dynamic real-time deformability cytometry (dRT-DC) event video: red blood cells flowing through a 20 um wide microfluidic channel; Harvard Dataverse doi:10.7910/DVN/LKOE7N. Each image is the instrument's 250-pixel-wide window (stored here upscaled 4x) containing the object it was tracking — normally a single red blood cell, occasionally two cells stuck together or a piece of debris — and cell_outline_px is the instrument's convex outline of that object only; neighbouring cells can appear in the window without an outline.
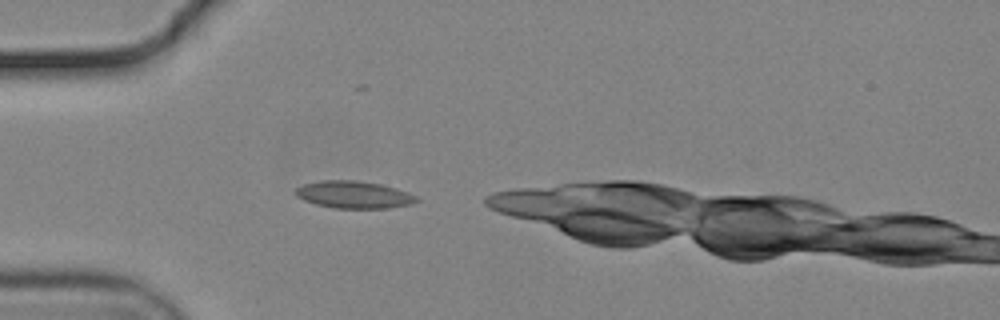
{"species": "common noctule bat (a hibernating species)", "species_latin": "Nyctalus noctula", "temperature_condition": "cold", "stored_images_in_passage": 35, "camera_frame_rate_fps": 3000, "um_per_image_px": 0.085, "animal": {"sex": "male", "body_mass_g": 19.2, "forearm_length_mm": 51.8}, "frame": {"image": 1, "passage_image": 1, "time_ms": 0.0, "image_size_px": [1000, 320], "cell_outline_px": [[420, 200], [412, 204], [388, 208], [332, 208], [316, 204], [304, 200], [296, 196], [296, 188], [304, 184], [320, 180], [356, 180], [380, 184], [396, 188], [408, 192], [416, 196]], "centroid_in_image_um": [30.09, 16.55], "position_along_channel_um": 54.9, "area_um2": 19.25}}
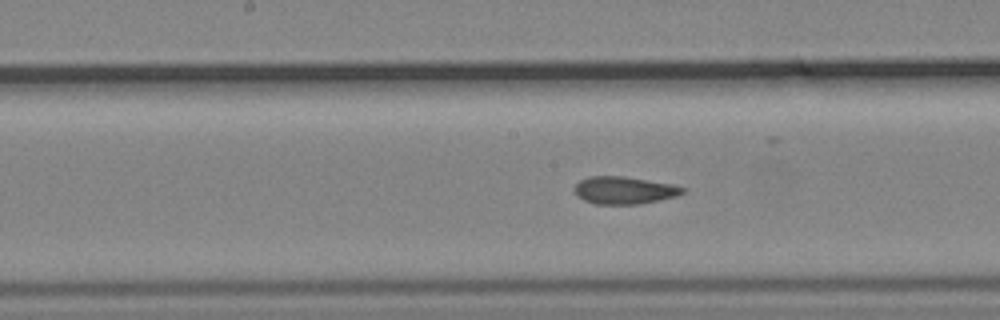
{"frame": {"image": 2, "passage_image": 13, "time_ms": 4.0, "image_size_px": [1000, 320], "cell_outline_px": [[684, 192], [676, 196], [640, 204], [596, 204], [584, 200], [576, 196], [576, 184], [580, 180], [588, 176], [624, 176], [668, 184], [684, 188]], "centroid_in_image_um": [53.01, 16.18], "position_along_channel_um": 195.2, "area_um2": 16.99}}
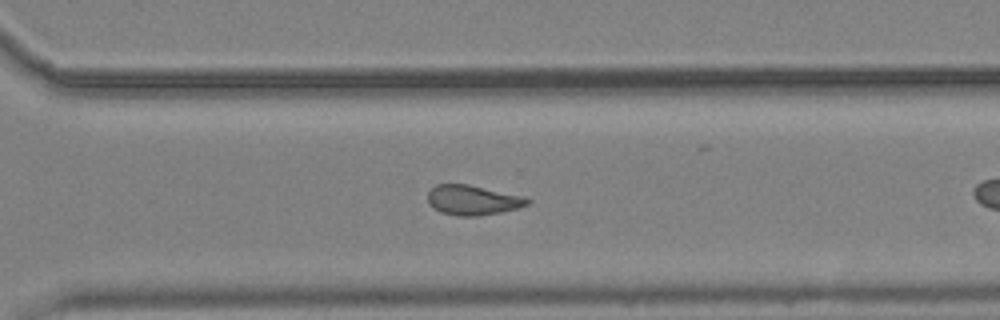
{"frame": {"image": 3, "passage_image": 24, "time_ms": 7.667, "image_size_px": [1000, 320], "cell_outline_px": [[532, 200], [528, 204], [516, 208], [500, 212], [476, 216], [456, 216], [440, 212], [428, 204], [428, 192], [436, 184], [468, 184], [524, 196]], "centroid_in_image_um": [40.16, 17.0], "position_along_channel_um": 330.4, "area_um2": 17.34}, "authors_computed_cell_mechanics": {"area_um2": 17.5712, "velocity_mm_per_s": 3.706, "shape_relaxation_time_tau1_ms": null, "shape_relaxation_time_tau2_ms": 1.5671, "deformation_change_tau1": null, "deformation_change_tau2": 0.0548}}